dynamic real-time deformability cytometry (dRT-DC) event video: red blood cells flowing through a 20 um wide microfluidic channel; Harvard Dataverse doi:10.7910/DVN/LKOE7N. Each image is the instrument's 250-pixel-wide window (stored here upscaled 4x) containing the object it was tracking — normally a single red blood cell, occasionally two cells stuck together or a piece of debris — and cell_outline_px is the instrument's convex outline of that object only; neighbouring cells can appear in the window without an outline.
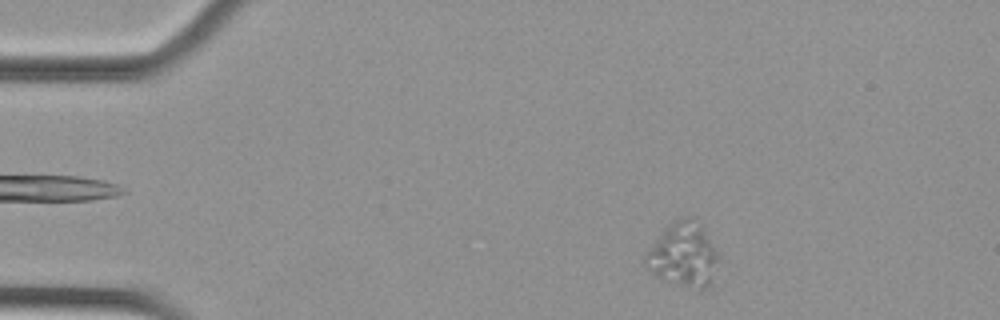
{"species": "Egyptian fruit bat (a non-hibernating species)", "species_latin": "Rousettus aegyptiacus", "temperature_condition": "cold", "stored_images_in_passage": 36, "camera_frame_rate_fps": 3000, "um_per_image_px": 0.085, "animal": {"sex": "female"}, "frame": {"image": 1, "passage_image": 3, "time_ms": 0.667, "image_size_px": [1000, 320], "cell_outline_px": [[720, 260], [708, 288], [700, 288], [684, 284], [652, 272], [644, 268], [644, 256], [652, 244], [664, 228], [672, 220], [684, 216], [688, 216], [700, 228], [720, 252]], "centroid_in_image_um": [58.1, 21.61], "position_along_channel_um": 26.9, "area_um2": 26.41}}
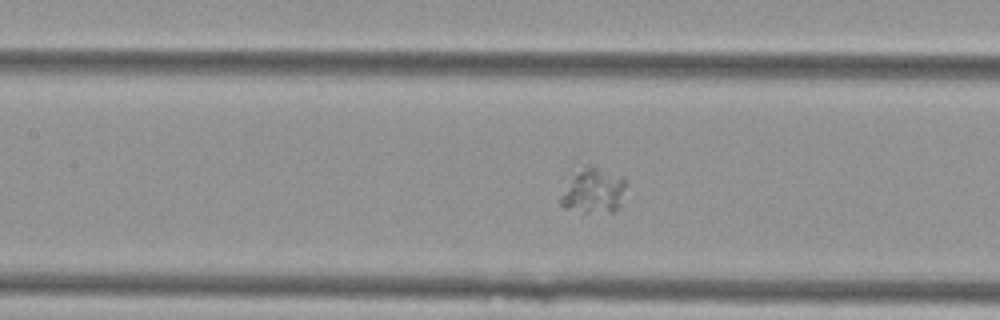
{"frame": {"image": 2, "passage_image": 19, "time_ms": 6.0, "image_size_px": [1000, 320], "cell_outline_px": [[624, 188], [620, 204], [616, 212], [584, 212], [560, 208], [560, 196], [572, 160], [576, 156], [596, 164], [624, 176]], "centroid_in_image_um": [50.28, 15.99], "position_along_channel_um": 157.1, "area_um2": 19.59}}
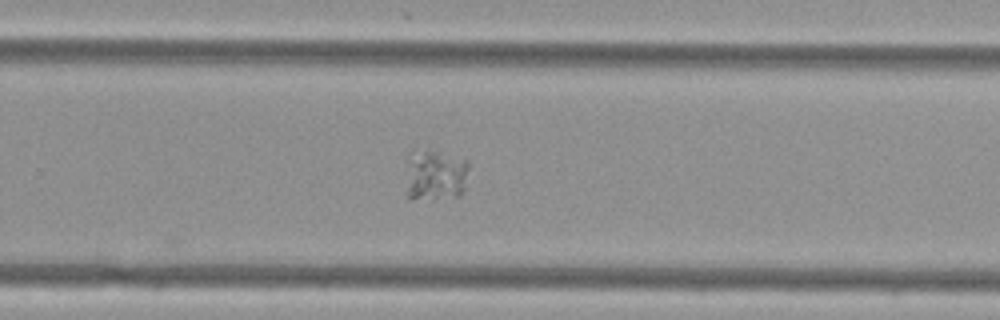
{"frame": {"image": 3, "passage_image": 30, "time_ms": 9.667, "image_size_px": [1000, 320], "cell_outline_px": [[468, 168], [464, 188], [460, 196], [432, 200], [408, 200], [404, 160], [412, 148], [428, 148], [468, 160]], "centroid_in_image_um": [36.91, 14.85], "position_along_channel_um": 292.9, "area_um2": 20.11}}